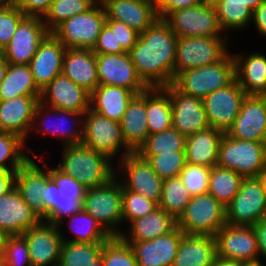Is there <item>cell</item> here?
<instances>
[{
  "label": "cell",
  "mask_w": 266,
  "mask_h": 266,
  "mask_svg": "<svg viewBox=\"0 0 266 266\" xmlns=\"http://www.w3.org/2000/svg\"><path fill=\"white\" fill-rule=\"evenodd\" d=\"M226 208L211 194L192 196L176 226L184 234L215 236L226 224Z\"/></svg>",
  "instance_id": "obj_7"
},
{
  "label": "cell",
  "mask_w": 266,
  "mask_h": 266,
  "mask_svg": "<svg viewBox=\"0 0 266 266\" xmlns=\"http://www.w3.org/2000/svg\"><path fill=\"white\" fill-rule=\"evenodd\" d=\"M90 97L88 91L61 73L41 90L39 100L47 107L85 113L90 108Z\"/></svg>",
  "instance_id": "obj_20"
},
{
  "label": "cell",
  "mask_w": 266,
  "mask_h": 266,
  "mask_svg": "<svg viewBox=\"0 0 266 266\" xmlns=\"http://www.w3.org/2000/svg\"><path fill=\"white\" fill-rule=\"evenodd\" d=\"M252 21L260 34L266 36V0L253 11Z\"/></svg>",
  "instance_id": "obj_58"
},
{
  "label": "cell",
  "mask_w": 266,
  "mask_h": 266,
  "mask_svg": "<svg viewBox=\"0 0 266 266\" xmlns=\"http://www.w3.org/2000/svg\"><path fill=\"white\" fill-rule=\"evenodd\" d=\"M224 132L208 127L186 136V162L206 168L217 165L219 144Z\"/></svg>",
  "instance_id": "obj_31"
},
{
  "label": "cell",
  "mask_w": 266,
  "mask_h": 266,
  "mask_svg": "<svg viewBox=\"0 0 266 266\" xmlns=\"http://www.w3.org/2000/svg\"><path fill=\"white\" fill-rule=\"evenodd\" d=\"M140 33L128 27L122 22L116 21V38L117 47H122L126 52H129L136 44Z\"/></svg>",
  "instance_id": "obj_55"
},
{
  "label": "cell",
  "mask_w": 266,
  "mask_h": 266,
  "mask_svg": "<svg viewBox=\"0 0 266 266\" xmlns=\"http://www.w3.org/2000/svg\"><path fill=\"white\" fill-rule=\"evenodd\" d=\"M129 224L130 235L122 232L119 237L124 242H140L168 234L176 227V220L158 206L151 213L135 219Z\"/></svg>",
  "instance_id": "obj_35"
},
{
  "label": "cell",
  "mask_w": 266,
  "mask_h": 266,
  "mask_svg": "<svg viewBox=\"0 0 266 266\" xmlns=\"http://www.w3.org/2000/svg\"><path fill=\"white\" fill-rule=\"evenodd\" d=\"M225 134L239 140L266 143V96L247 95Z\"/></svg>",
  "instance_id": "obj_18"
},
{
  "label": "cell",
  "mask_w": 266,
  "mask_h": 266,
  "mask_svg": "<svg viewBox=\"0 0 266 266\" xmlns=\"http://www.w3.org/2000/svg\"><path fill=\"white\" fill-rule=\"evenodd\" d=\"M246 93L234 79L226 87L217 89L202 99L209 126L224 133L237 117Z\"/></svg>",
  "instance_id": "obj_13"
},
{
  "label": "cell",
  "mask_w": 266,
  "mask_h": 266,
  "mask_svg": "<svg viewBox=\"0 0 266 266\" xmlns=\"http://www.w3.org/2000/svg\"><path fill=\"white\" fill-rule=\"evenodd\" d=\"M227 38L182 37L177 39L174 77L183 71L214 64L227 54Z\"/></svg>",
  "instance_id": "obj_10"
},
{
  "label": "cell",
  "mask_w": 266,
  "mask_h": 266,
  "mask_svg": "<svg viewBox=\"0 0 266 266\" xmlns=\"http://www.w3.org/2000/svg\"><path fill=\"white\" fill-rule=\"evenodd\" d=\"M40 96H18L0 100V131L18 135L24 141L31 133Z\"/></svg>",
  "instance_id": "obj_24"
},
{
  "label": "cell",
  "mask_w": 266,
  "mask_h": 266,
  "mask_svg": "<svg viewBox=\"0 0 266 266\" xmlns=\"http://www.w3.org/2000/svg\"><path fill=\"white\" fill-rule=\"evenodd\" d=\"M233 58L235 79L246 95L266 96V56L256 52L246 58L241 54Z\"/></svg>",
  "instance_id": "obj_33"
},
{
  "label": "cell",
  "mask_w": 266,
  "mask_h": 266,
  "mask_svg": "<svg viewBox=\"0 0 266 266\" xmlns=\"http://www.w3.org/2000/svg\"><path fill=\"white\" fill-rule=\"evenodd\" d=\"M226 224L253 226L266 218V193L257 177H244L240 190L225 207Z\"/></svg>",
  "instance_id": "obj_11"
},
{
  "label": "cell",
  "mask_w": 266,
  "mask_h": 266,
  "mask_svg": "<svg viewBox=\"0 0 266 266\" xmlns=\"http://www.w3.org/2000/svg\"><path fill=\"white\" fill-rule=\"evenodd\" d=\"M119 169L127 178L122 186L135 193L141 194L147 199L159 204L162 192L163 180L151 168L148 161L142 158L137 152L127 154L122 158Z\"/></svg>",
  "instance_id": "obj_17"
},
{
  "label": "cell",
  "mask_w": 266,
  "mask_h": 266,
  "mask_svg": "<svg viewBox=\"0 0 266 266\" xmlns=\"http://www.w3.org/2000/svg\"><path fill=\"white\" fill-rule=\"evenodd\" d=\"M214 237L217 257L241 263L259 260L257 238L252 226L225 224Z\"/></svg>",
  "instance_id": "obj_14"
},
{
  "label": "cell",
  "mask_w": 266,
  "mask_h": 266,
  "mask_svg": "<svg viewBox=\"0 0 266 266\" xmlns=\"http://www.w3.org/2000/svg\"><path fill=\"white\" fill-rule=\"evenodd\" d=\"M211 266H240V262L216 257Z\"/></svg>",
  "instance_id": "obj_60"
},
{
  "label": "cell",
  "mask_w": 266,
  "mask_h": 266,
  "mask_svg": "<svg viewBox=\"0 0 266 266\" xmlns=\"http://www.w3.org/2000/svg\"><path fill=\"white\" fill-rule=\"evenodd\" d=\"M2 261L6 266H32L27 242L22 235L8 237Z\"/></svg>",
  "instance_id": "obj_51"
},
{
  "label": "cell",
  "mask_w": 266,
  "mask_h": 266,
  "mask_svg": "<svg viewBox=\"0 0 266 266\" xmlns=\"http://www.w3.org/2000/svg\"><path fill=\"white\" fill-rule=\"evenodd\" d=\"M58 185L50 175V171L47 165V184L42 192V200L45 209L49 214L56 208V197H57Z\"/></svg>",
  "instance_id": "obj_56"
},
{
  "label": "cell",
  "mask_w": 266,
  "mask_h": 266,
  "mask_svg": "<svg viewBox=\"0 0 266 266\" xmlns=\"http://www.w3.org/2000/svg\"><path fill=\"white\" fill-rule=\"evenodd\" d=\"M99 85L123 87L140 94L148 87L137 75L129 52L96 54Z\"/></svg>",
  "instance_id": "obj_15"
},
{
  "label": "cell",
  "mask_w": 266,
  "mask_h": 266,
  "mask_svg": "<svg viewBox=\"0 0 266 266\" xmlns=\"http://www.w3.org/2000/svg\"><path fill=\"white\" fill-rule=\"evenodd\" d=\"M158 205L141 194L128 191L122 186V220L135 219L146 216L154 211Z\"/></svg>",
  "instance_id": "obj_48"
},
{
  "label": "cell",
  "mask_w": 266,
  "mask_h": 266,
  "mask_svg": "<svg viewBox=\"0 0 266 266\" xmlns=\"http://www.w3.org/2000/svg\"><path fill=\"white\" fill-rule=\"evenodd\" d=\"M177 39L168 23L158 18L129 51L137 75L148 88L172 84Z\"/></svg>",
  "instance_id": "obj_1"
},
{
  "label": "cell",
  "mask_w": 266,
  "mask_h": 266,
  "mask_svg": "<svg viewBox=\"0 0 266 266\" xmlns=\"http://www.w3.org/2000/svg\"><path fill=\"white\" fill-rule=\"evenodd\" d=\"M101 3L106 19L122 22L140 34L159 18L155 0H103Z\"/></svg>",
  "instance_id": "obj_22"
},
{
  "label": "cell",
  "mask_w": 266,
  "mask_h": 266,
  "mask_svg": "<svg viewBox=\"0 0 266 266\" xmlns=\"http://www.w3.org/2000/svg\"><path fill=\"white\" fill-rule=\"evenodd\" d=\"M192 198L179 176L163 180L158 206L175 220L183 213Z\"/></svg>",
  "instance_id": "obj_41"
},
{
  "label": "cell",
  "mask_w": 266,
  "mask_h": 266,
  "mask_svg": "<svg viewBox=\"0 0 266 266\" xmlns=\"http://www.w3.org/2000/svg\"><path fill=\"white\" fill-rule=\"evenodd\" d=\"M7 69H8V63L5 61L3 57H1L0 58V84L5 78Z\"/></svg>",
  "instance_id": "obj_62"
},
{
  "label": "cell",
  "mask_w": 266,
  "mask_h": 266,
  "mask_svg": "<svg viewBox=\"0 0 266 266\" xmlns=\"http://www.w3.org/2000/svg\"><path fill=\"white\" fill-rule=\"evenodd\" d=\"M243 176L215 165L211 168L208 193L226 207L240 190Z\"/></svg>",
  "instance_id": "obj_39"
},
{
  "label": "cell",
  "mask_w": 266,
  "mask_h": 266,
  "mask_svg": "<svg viewBox=\"0 0 266 266\" xmlns=\"http://www.w3.org/2000/svg\"><path fill=\"white\" fill-rule=\"evenodd\" d=\"M240 266H264V264H262V261L257 260V261L244 262V263L240 262Z\"/></svg>",
  "instance_id": "obj_64"
},
{
  "label": "cell",
  "mask_w": 266,
  "mask_h": 266,
  "mask_svg": "<svg viewBox=\"0 0 266 266\" xmlns=\"http://www.w3.org/2000/svg\"><path fill=\"white\" fill-rule=\"evenodd\" d=\"M257 178L260 180V183L263 187V190L266 193V165L263 169L258 173Z\"/></svg>",
  "instance_id": "obj_63"
},
{
  "label": "cell",
  "mask_w": 266,
  "mask_h": 266,
  "mask_svg": "<svg viewBox=\"0 0 266 266\" xmlns=\"http://www.w3.org/2000/svg\"><path fill=\"white\" fill-rule=\"evenodd\" d=\"M217 165L234 170L243 177H257L266 165V143L239 140L224 133Z\"/></svg>",
  "instance_id": "obj_6"
},
{
  "label": "cell",
  "mask_w": 266,
  "mask_h": 266,
  "mask_svg": "<svg viewBox=\"0 0 266 266\" xmlns=\"http://www.w3.org/2000/svg\"><path fill=\"white\" fill-rule=\"evenodd\" d=\"M106 12L101 2L95 3L88 11L63 21L51 33L66 49H94L99 34L105 25Z\"/></svg>",
  "instance_id": "obj_5"
},
{
  "label": "cell",
  "mask_w": 266,
  "mask_h": 266,
  "mask_svg": "<svg viewBox=\"0 0 266 266\" xmlns=\"http://www.w3.org/2000/svg\"><path fill=\"white\" fill-rule=\"evenodd\" d=\"M8 237V234L0 230V261L3 260Z\"/></svg>",
  "instance_id": "obj_61"
},
{
  "label": "cell",
  "mask_w": 266,
  "mask_h": 266,
  "mask_svg": "<svg viewBox=\"0 0 266 266\" xmlns=\"http://www.w3.org/2000/svg\"><path fill=\"white\" fill-rule=\"evenodd\" d=\"M116 178L101 186L87 188L82 202V208L111 236H119L122 231L116 226L125 222L122 220V184Z\"/></svg>",
  "instance_id": "obj_4"
},
{
  "label": "cell",
  "mask_w": 266,
  "mask_h": 266,
  "mask_svg": "<svg viewBox=\"0 0 266 266\" xmlns=\"http://www.w3.org/2000/svg\"><path fill=\"white\" fill-rule=\"evenodd\" d=\"M112 160L93 151L83 143L64 146L62 161L58 164L64 174L79 181L85 188L101 186L115 177Z\"/></svg>",
  "instance_id": "obj_2"
},
{
  "label": "cell",
  "mask_w": 266,
  "mask_h": 266,
  "mask_svg": "<svg viewBox=\"0 0 266 266\" xmlns=\"http://www.w3.org/2000/svg\"><path fill=\"white\" fill-rule=\"evenodd\" d=\"M235 79V61L231 53L214 64L178 73L172 85L182 93L205 98L217 89L226 87Z\"/></svg>",
  "instance_id": "obj_3"
},
{
  "label": "cell",
  "mask_w": 266,
  "mask_h": 266,
  "mask_svg": "<svg viewBox=\"0 0 266 266\" xmlns=\"http://www.w3.org/2000/svg\"><path fill=\"white\" fill-rule=\"evenodd\" d=\"M13 3V0H0V9Z\"/></svg>",
  "instance_id": "obj_65"
},
{
  "label": "cell",
  "mask_w": 266,
  "mask_h": 266,
  "mask_svg": "<svg viewBox=\"0 0 266 266\" xmlns=\"http://www.w3.org/2000/svg\"><path fill=\"white\" fill-rule=\"evenodd\" d=\"M65 51V46L52 33L39 44L28 66L40 90L61 74Z\"/></svg>",
  "instance_id": "obj_25"
},
{
  "label": "cell",
  "mask_w": 266,
  "mask_h": 266,
  "mask_svg": "<svg viewBox=\"0 0 266 266\" xmlns=\"http://www.w3.org/2000/svg\"><path fill=\"white\" fill-rule=\"evenodd\" d=\"M87 266H103L101 256L95 262H92L91 264H89Z\"/></svg>",
  "instance_id": "obj_66"
},
{
  "label": "cell",
  "mask_w": 266,
  "mask_h": 266,
  "mask_svg": "<svg viewBox=\"0 0 266 266\" xmlns=\"http://www.w3.org/2000/svg\"><path fill=\"white\" fill-rule=\"evenodd\" d=\"M53 0H13L26 16L44 17L48 12Z\"/></svg>",
  "instance_id": "obj_53"
},
{
  "label": "cell",
  "mask_w": 266,
  "mask_h": 266,
  "mask_svg": "<svg viewBox=\"0 0 266 266\" xmlns=\"http://www.w3.org/2000/svg\"><path fill=\"white\" fill-rule=\"evenodd\" d=\"M28 65L8 64L4 80L0 84V100H10L18 96H40Z\"/></svg>",
  "instance_id": "obj_38"
},
{
  "label": "cell",
  "mask_w": 266,
  "mask_h": 266,
  "mask_svg": "<svg viewBox=\"0 0 266 266\" xmlns=\"http://www.w3.org/2000/svg\"><path fill=\"white\" fill-rule=\"evenodd\" d=\"M94 4L93 0H53L43 17L45 27L51 33L63 21L88 11Z\"/></svg>",
  "instance_id": "obj_45"
},
{
  "label": "cell",
  "mask_w": 266,
  "mask_h": 266,
  "mask_svg": "<svg viewBox=\"0 0 266 266\" xmlns=\"http://www.w3.org/2000/svg\"><path fill=\"white\" fill-rule=\"evenodd\" d=\"M183 235L176 226L168 234L155 239L125 243L132 248L138 266H172Z\"/></svg>",
  "instance_id": "obj_23"
},
{
  "label": "cell",
  "mask_w": 266,
  "mask_h": 266,
  "mask_svg": "<svg viewBox=\"0 0 266 266\" xmlns=\"http://www.w3.org/2000/svg\"><path fill=\"white\" fill-rule=\"evenodd\" d=\"M146 118L149 134L172 127L169 92L164 87L146 89Z\"/></svg>",
  "instance_id": "obj_37"
},
{
  "label": "cell",
  "mask_w": 266,
  "mask_h": 266,
  "mask_svg": "<svg viewBox=\"0 0 266 266\" xmlns=\"http://www.w3.org/2000/svg\"><path fill=\"white\" fill-rule=\"evenodd\" d=\"M252 227L256 234L259 255L266 259V218L257 221Z\"/></svg>",
  "instance_id": "obj_57"
},
{
  "label": "cell",
  "mask_w": 266,
  "mask_h": 266,
  "mask_svg": "<svg viewBox=\"0 0 266 266\" xmlns=\"http://www.w3.org/2000/svg\"><path fill=\"white\" fill-rule=\"evenodd\" d=\"M71 224L70 228L76 237L70 240L63 238V242L76 243H104L112 236L102 227V225L83 208L77 213L67 216Z\"/></svg>",
  "instance_id": "obj_40"
},
{
  "label": "cell",
  "mask_w": 266,
  "mask_h": 266,
  "mask_svg": "<svg viewBox=\"0 0 266 266\" xmlns=\"http://www.w3.org/2000/svg\"><path fill=\"white\" fill-rule=\"evenodd\" d=\"M135 93L123 87L98 85L90 97V109L111 120L120 122Z\"/></svg>",
  "instance_id": "obj_34"
},
{
  "label": "cell",
  "mask_w": 266,
  "mask_h": 266,
  "mask_svg": "<svg viewBox=\"0 0 266 266\" xmlns=\"http://www.w3.org/2000/svg\"><path fill=\"white\" fill-rule=\"evenodd\" d=\"M16 171L0 170V196L15 187Z\"/></svg>",
  "instance_id": "obj_59"
},
{
  "label": "cell",
  "mask_w": 266,
  "mask_h": 266,
  "mask_svg": "<svg viewBox=\"0 0 266 266\" xmlns=\"http://www.w3.org/2000/svg\"><path fill=\"white\" fill-rule=\"evenodd\" d=\"M186 136L171 127L162 132L149 134L137 153L140 156H155L159 153L185 151Z\"/></svg>",
  "instance_id": "obj_42"
},
{
  "label": "cell",
  "mask_w": 266,
  "mask_h": 266,
  "mask_svg": "<svg viewBox=\"0 0 266 266\" xmlns=\"http://www.w3.org/2000/svg\"><path fill=\"white\" fill-rule=\"evenodd\" d=\"M101 259L103 266H138L132 248L119 236L103 243Z\"/></svg>",
  "instance_id": "obj_46"
},
{
  "label": "cell",
  "mask_w": 266,
  "mask_h": 266,
  "mask_svg": "<svg viewBox=\"0 0 266 266\" xmlns=\"http://www.w3.org/2000/svg\"><path fill=\"white\" fill-rule=\"evenodd\" d=\"M40 220L14 187L0 196V230L9 236L22 235Z\"/></svg>",
  "instance_id": "obj_26"
},
{
  "label": "cell",
  "mask_w": 266,
  "mask_h": 266,
  "mask_svg": "<svg viewBox=\"0 0 266 266\" xmlns=\"http://www.w3.org/2000/svg\"><path fill=\"white\" fill-rule=\"evenodd\" d=\"M216 257L214 236L184 234L172 266H211Z\"/></svg>",
  "instance_id": "obj_32"
},
{
  "label": "cell",
  "mask_w": 266,
  "mask_h": 266,
  "mask_svg": "<svg viewBox=\"0 0 266 266\" xmlns=\"http://www.w3.org/2000/svg\"><path fill=\"white\" fill-rule=\"evenodd\" d=\"M95 3H99L101 2V0H93Z\"/></svg>",
  "instance_id": "obj_69"
},
{
  "label": "cell",
  "mask_w": 266,
  "mask_h": 266,
  "mask_svg": "<svg viewBox=\"0 0 266 266\" xmlns=\"http://www.w3.org/2000/svg\"><path fill=\"white\" fill-rule=\"evenodd\" d=\"M49 33L42 17L25 16L11 41L2 49V57L8 64L28 65Z\"/></svg>",
  "instance_id": "obj_12"
},
{
  "label": "cell",
  "mask_w": 266,
  "mask_h": 266,
  "mask_svg": "<svg viewBox=\"0 0 266 266\" xmlns=\"http://www.w3.org/2000/svg\"><path fill=\"white\" fill-rule=\"evenodd\" d=\"M164 20L178 37H224L212 1L206 0L193 7L182 8L169 13ZM221 35V36H220Z\"/></svg>",
  "instance_id": "obj_8"
},
{
  "label": "cell",
  "mask_w": 266,
  "mask_h": 266,
  "mask_svg": "<svg viewBox=\"0 0 266 266\" xmlns=\"http://www.w3.org/2000/svg\"><path fill=\"white\" fill-rule=\"evenodd\" d=\"M61 73L90 94L99 85L96 54L92 49H66Z\"/></svg>",
  "instance_id": "obj_28"
},
{
  "label": "cell",
  "mask_w": 266,
  "mask_h": 266,
  "mask_svg": "<svg viewBox=\"0 0 266 266\" xmlns=\"http://www.w3.org/2000/svg\"><path fill=\"white\" fill-rule=\"evenodd\" d=\"M59 229L57 224L40 221L22 234L32 266H49L59 262L64 238Z\"/></svg>",
  "instance_id": "obj_16"
},
{
  "label": "cell",
  "mask_w": 266,
  "mask_h": 266,
  "mask_svg": "<svg viewBox=\"0 0 266 266\" xmlns=\"http://www.w3.org/2000/svg\"><path fill=\"white\" fill-rule=\"evenodd\" d=\"M50 266H62V265L60 264V262H58V263L52 264Z\"/></svg>",
  "instance_id": "obj_67"
},
{
  "label": "cell",
  "mask_w": 266,
  "mask_h": 266,
  "mask_svg": "<svg viewBox=\"0 0 266 266\" xmlns=\"http://www.w3.org/2000/svg\"><path fill=\"white\" fill-rule=\"evenodd\" d=\"M50 175L58 185L56 208L49 214L47 222L60 226L63 217L71 216L82 208L86 189L79 181L59 169H50Z\"/></svg>",
  "instance_id": "obj_27"
},
{
  "label": "cell",
  "mask_w": 266,
  "mask_h": 266,
  "mask_svg": "<svg viewBox=\"0 0 266 266\" xmlns=\"http://www.w3.org/2000/svg\"><path fill=\"white\" fill-rule=\"evenodd\" d=\"M26 14L14 3L0 9V50L11 41Z\"/></svg>",
  "instance_id": "obj_50"
},
{
  "label": "cell",
  "mask_w": 266,
  "mask_h": 266,
  "mask_svg": "<svg viewBox=\"0 0 266 266\" xmlns=\"http://www.w3.org/2000/svg\"><path fill=\"white\" fill-rule=\"evenodd\" d=\"M206 0H155L158 17L164 19L169 13L196 6Z\"/></svg>",
  "instance_id": "obj_54"
},
{
  "label": "cell",
  "mask_w": 266,
  "mask_h": 266,
  "mask_svg": "<svg viewBox=\"0 0 266 266\" xmlns=\"http://www.w3.org/2000/svg\"><path fill=\"white\" fill-rule=\"evenodd\" d=\"M42 162L46 166L45 171L30 157L16 171L15 188L38 219L47 221L49 212L42 200V192L47 184V164Z\"/></svg>",
  "instance_id": "obj_21"
},
{
  "label": "cell",
  "mask_w": 266,
  "mask_h": 266,
  "mask_svg": "<svg viewBox=\"0 0 266 266\" xmlns=\"http://www.w3.org/2000/svg\"><path fill=\"white\" fill-rule=\"evenodd\" d=\"M164 88L169 92L174 129L188 136L209 127L202 99L186 95L172 84Z\"/></svg>",
  "instance_id": "obj_19"
},
{
  "label": "cell",
  "mask_w": 266,
  "mask_h": 266,
  "mask_svg": "<svg viewBox=\"0 0 266 266\" xmlns=\"http://www.w3.org/2000/svg\"><path fill=\"white\" fill-rule=\"evenodd\" d=\"M24 142L18 135L0 131V170L17 171L30 158Z\"/></svg>",
  "instance_id": "obj_44"
},
{
  "label": "cell",
  "mask_w": 266,
  "mask_h": 266,
  "mask_svg": "<svg viewBox=\"0 0 266 266\" xmlns=\"http://www.w3.org/2000/svg\"><path fill=\"white\" fill-rule=\"evenodd\" d=\"M103 243L63 242L60 252L62 266H87L100 256Z\"/></svg>",
  "instance_id": "obj_43"
},
{
  "label": "cell",
  "mask_w": 266,
  "mask_h": 266,
  "mask_svg": "<svg viewBox=\"0 0 266 266\" xmlns=\"http://www.w3.org/2000/svg\"><path fill=\"white\" fill-rule=\"evenodd\" d=\"M210 173L211 168L186 163L179 177L191 196H195L208 193Z\"/></svg>",
  "instance_id": "obj_49"
},
{
  "label": "cell",
  "mask_w": 266,
  "mask_h": 266,
  "mask_svg": "<svg viewBox=\"0 0 266 266\" xmlns=\"http://www.w3.org/2000/svg\"><path fill=\"white\" fill-rule=\"evenodd\" d=\"M151 165V168L162 179L177 177L186 165L185 151L159 153L155 156H141Z\"/></svg>",
  "instance_id": "obj_47"
},
{
  "label": "cell",
  "mask_w": 266,
  "mask_h": 266,
  "mask_svg": "<svg viewBox=\"0 0 266 266\" xmlns=\"http://www.w3.org/2000/svg\"><path fill=\"white\" fill-rule=\"evenodd\" d=\"M265 0H212L224 31L246 28L252 22L253 11Z\"/></svg>",
  "instance_id": "obj_36"
},
{
  "label": "cell",
  "mask_w": 266,
  "mask_h": 266,
  "mask_svg": "<svg viewBox=\"0 0 266 266\" xmlns=\"http://www.w3.org/2000/svg\"><path fill=\"white\" fill-rule=\"evenodd\" d=\"M93 52L95 54H120L126 52L122 47H117L116 20L106 19Z\"/></svg>",
  "instance_id": "obj_52"
},
{
  "label": "cell",
  "mask_w": 266,
  "mask_h": 266,
  "mask_svg": "<svg viewBox=\"0 0 266 266\" xmlns=\"http://www.w3.org/2000/svg\"><path fill=\"white\" fill-rule=\"evenodd\" d=\"M44 114H46V115H44ZM52 114H53V116L55 115L56 117L57 116L59 117V118H56V119L58 120V122H59L58 124H60V125L56 126L55 125L56 122L53 123L50 120V118L53 117ZM84 114L85 113H78V112H74V111H70V110H59V109H55V108H51V107L47 108L46 105H44L41 102H39L38 105L36 106V109H35L34 119H33L34 120L33 122H35V123H33V125H32V130H33V127H34V129H36L35 127H37V130H36L37 132L40 131L41 133H44V134L46 132H48L49 134H53V135H57L59 137H62V139L64 140V143H65V146L82 143V140H83V129H81V130L79 128H76V129L74 128L73 129V127H72V129H70L71 128L70 125L68 126V128L67 127L65 128L66 125H64L65 124L64 120L66 121L67 118L69 120L70 117H73L74 123H76V125L74 124V126L76 127L80 123H81L80 124V126H81V125H83V119H81V118L84 117ZM41 116L43 117V119H42ZM47 118L49 120L48 123L49 124L53 123V125H48V126L45 125L46 122H43V121H46ZM38 119H41V123H39V126L36 125ZM68 122H70V121H68ZM45 128H46V132L44 131Z\"/></svg>",
  "instance_id": "obj_30"
},
{
  "label": "cell",
  "mask_w": 266,
  "mask_h": 266,
  "mask_svg": "<svg viewBox=\"0 0 266 266\" xmlns=\"http://www.w3.org/2000/svg\"><path fill=\"white\" fill-rule=\"evenodd\" d=\"M0 266H6V264L3 261H0Z\"/></svg>",
  "instance_id": "obj_68"
},
{
  "label": "cell",
  "mask_w": 266,
  "mask_h": 266,
  "mask_svg": "<svg viewBox=\"0 0 266 266\" xmlns=\"http://www.w3.org/2000/svg\"><path fill=\"white\" fill-rule=\"evenodd\" d=\"M126 146L137 152L149 135L146 118V90L135 94L120 121Z\"/></svg>",
  "instance_id": "obj_29"
},
{
  "label": "cell",
  "mask_w": 266,
  "mask_h": 266,
  "mask_svg": "<svg viewBox=\"0 0 266 266\" xmlns=\"http://www.w3.org/2000/svg\"><path fill=\"white\" fill-rule=\"evenodd\" d=\"M82 143L93 151L105 154L111 160L117 156L122 147V158L132 151L126 146L120 122L102 116L90 108L85 112L83 119Z\"/></svg>",
  "instance_id": "obj_9"
}]
</instances>
